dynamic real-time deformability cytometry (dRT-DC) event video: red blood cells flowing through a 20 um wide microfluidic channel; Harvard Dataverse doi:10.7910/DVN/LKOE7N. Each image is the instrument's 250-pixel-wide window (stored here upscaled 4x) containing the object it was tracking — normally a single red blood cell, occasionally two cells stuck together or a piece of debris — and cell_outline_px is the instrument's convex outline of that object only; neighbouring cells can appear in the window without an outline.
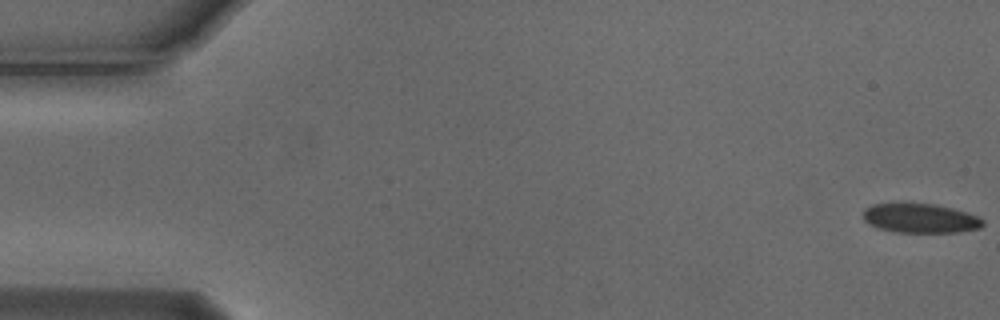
{"species": "Egyptian fruit bat (a non-hibernating species)", "species_latin": "Rousettus aegyptiacus", "temperature_condition": "cold", "stored_images_in_passage": 6, "segment_of_instrument_passage": [1, 2], "camera_frame_rate_fps": 3000, "um_per_image_px": 0.085, "animal": {"sex": "male"}, "frame": {"image": 1, "passage_image": 1, "time_ms": 0.0, "image_size_px": [1000, 320], "cell_outline_px": [[984, 224], [980, 228], [960, 232], [896, 232], [880, 228], [864, 220], [864, 208], [872, 204], [936, 204], [952, 208], [980, 216], [984, 220]], "centroid_in_image_um": [78.29, 18.55], "position_along_channel_um": 6.7, "area_um2": 20.29}}